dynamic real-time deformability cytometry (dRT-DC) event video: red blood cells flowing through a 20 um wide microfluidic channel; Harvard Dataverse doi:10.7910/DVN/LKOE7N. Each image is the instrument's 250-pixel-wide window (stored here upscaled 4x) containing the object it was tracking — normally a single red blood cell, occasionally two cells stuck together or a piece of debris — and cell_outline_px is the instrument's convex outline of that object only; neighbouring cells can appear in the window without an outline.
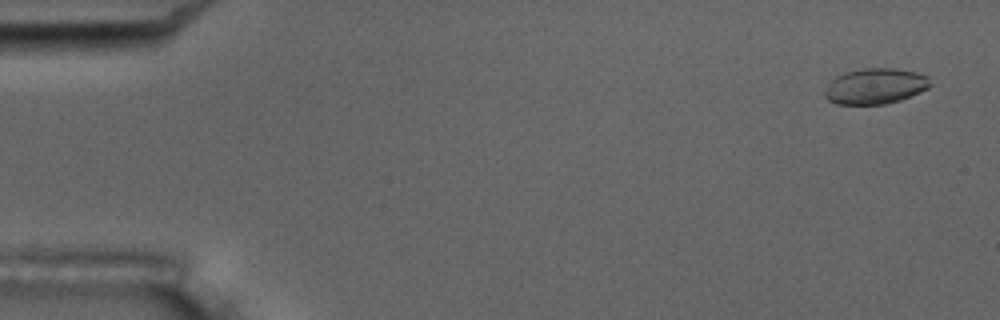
{"species": "common noctule bat (a hibernating species)", "species_latin": "Nyctalus noctula", "temperature_condition": "room temperature", "stored_images_in_passage": 5, "camera_frame_rate_fps": 3000, "um_per_image_px": 0.085, "animal": {"sex": "male", "body_mass_g": 17.5, "forearm_length_mm": 52.3}, "frame": {"image": 1, "passage_image": 1, "time_ms": 0.0, "image_size_px": [1000, 320], "cell_outline_px": [[932, 84], [928, 88], [900, 100], [884, 104], [836, 104], [828, 100], [824, 96], [824, 92], [832, 80], [836, 76], [844, 72], [864, 68], [892, 68], [916, 72], [928, 76]], "centroid_in_image_um": [74.4, 7.32], "position_along_channel_um": 10.6, "area_um2": 21.85}}